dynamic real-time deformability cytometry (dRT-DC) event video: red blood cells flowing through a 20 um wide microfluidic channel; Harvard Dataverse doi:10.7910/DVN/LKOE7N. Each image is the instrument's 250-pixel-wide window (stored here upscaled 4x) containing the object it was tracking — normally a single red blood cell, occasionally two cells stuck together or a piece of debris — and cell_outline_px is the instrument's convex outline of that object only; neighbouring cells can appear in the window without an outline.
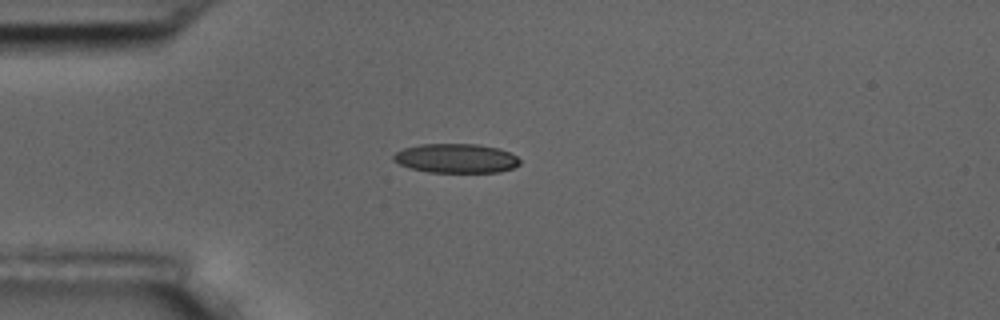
{"species": "common noctule bat (a hibernating species)", "species_latin": "Nyctalus noctula", "temperature_condition": "room temperature", "stored_images_in_passage": 2, "camera_frame_rate_fps": 3000, "um_per_image_px": 0.085, "animal": {"sex": "male", "body_mass_g": 17.5, "forearm_length_mm": 52.3}, "frame": {"image": 1, "passage_image": 2, "time_ms": 1.333, "image_size_px": [1000, 320], "cell_outline_px": [[520, 164], [512, 168], [500, 172], [428, 172], [412, 168], [400, 164], [392, 160], [392, 156], [396, 152], [404, 148], [420, 144], [476, 144], [500, 148], [516, 156], [520, 160]], "centroid_in_image_um": [38.77, 13.45], "position_along_channel_um": 46.2, "area_um2": 21.5}}